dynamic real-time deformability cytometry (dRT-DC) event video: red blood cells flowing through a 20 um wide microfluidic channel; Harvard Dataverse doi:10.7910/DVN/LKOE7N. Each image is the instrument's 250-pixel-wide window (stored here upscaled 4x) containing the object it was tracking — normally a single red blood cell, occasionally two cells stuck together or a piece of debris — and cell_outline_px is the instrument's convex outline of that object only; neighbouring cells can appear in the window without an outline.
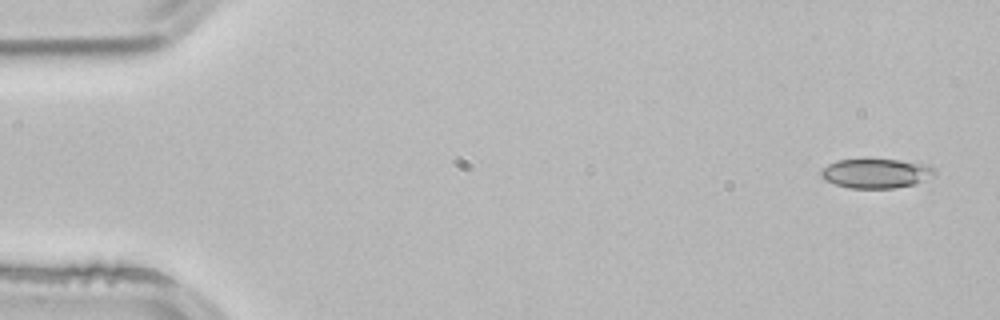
{"species": "common noctule bat (a hibernating species)", "species_latin": "Nyctalus noctula", "temperature_condition": "room temperature", "stored_images_in_passage": 4, "camera_frame_rate_fps": 3000, "um_per_image_px": 0.085, "animal": {"sex": "male", "body_mass_g": 21.5, "forearm_length_mm": 52.0}, "frame": {"image": 1, "passage_image": 1, "time_ms": 0.0, "image_size_px": [1000, 320], "cell_outline_px": [[936, 176], [916, 184], [892, 188], [848, 188], [824, 180], [820, 176], [820, 172], [828, 164], [836, 160], [900, 160], [928, 164], [936, 168]], "centroid_in_image_um": [74.53, 14.74], "position_along_channel_um": 10.5, "area_um2": 19.65}}
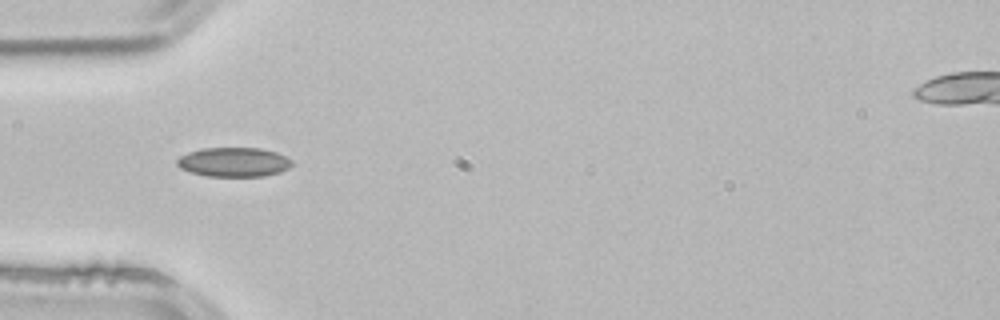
{"frame": {"image": 2, "passage_image": 4, "time_ms": 1.0, "image_size_px": [1000, 320], "cell_outline_px": [[292, 164], [288, 168], [280, 172], [264, 176], [204, 176], [188, 172], [180, 168], [176, 164], [176, 160], [180, 156], [188, 152], [204, 148], [260, 148], [276, 152], [292, 160]], "centroid_in_image_um": [19.83, 13.78], "position_along_channel_um": 65.2, "area_um2": 19.71}}